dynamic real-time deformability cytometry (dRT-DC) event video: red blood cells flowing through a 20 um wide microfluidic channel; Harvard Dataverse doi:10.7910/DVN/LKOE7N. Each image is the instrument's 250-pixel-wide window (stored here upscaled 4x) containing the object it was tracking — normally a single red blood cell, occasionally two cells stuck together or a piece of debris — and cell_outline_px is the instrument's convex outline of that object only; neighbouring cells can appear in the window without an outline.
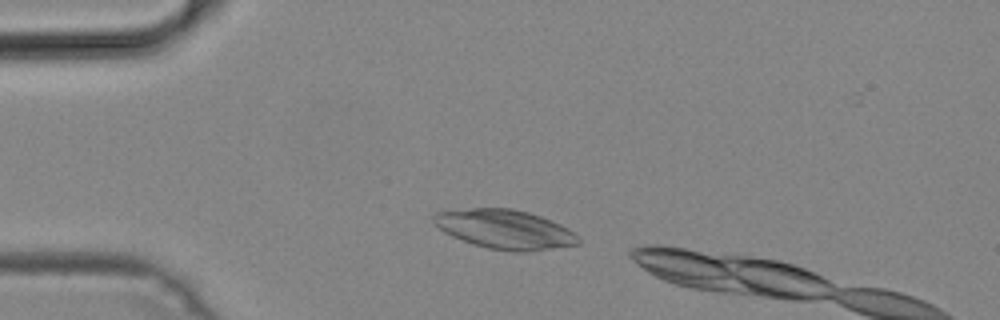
{"species": "common noctule bat (a hibernating species)", "species_latin": "Nyctalus noctula", "temperature_condition": "cold", "stored_images_in_passage": 5, "camera_frame_rate_fps": 3000, "um_per_image_px": 0.085, "animal": {"sex": "male", "body_mass_g": 19.2, "forearm_length_mm": 51.8}, "frame": {"image": 1, "passage_image": 2, "time_ms": 0.333, "image_size_px": [1000, 320], "cell_outline_px": [[580, 244], [528, 252], [512, 252], [488, 248], [472, 244], [452, 236], [444, 232], [432, 224], [432, 216], [436, 212], [472, 208], [512, 208], [528, 212], [540, 216], [560, 224], [568, 228], [580, 240]], "centroid_in_image_um": [42.88, 19.49], "position_along_channel_um": 42.1, "area_um2": 33.18}}